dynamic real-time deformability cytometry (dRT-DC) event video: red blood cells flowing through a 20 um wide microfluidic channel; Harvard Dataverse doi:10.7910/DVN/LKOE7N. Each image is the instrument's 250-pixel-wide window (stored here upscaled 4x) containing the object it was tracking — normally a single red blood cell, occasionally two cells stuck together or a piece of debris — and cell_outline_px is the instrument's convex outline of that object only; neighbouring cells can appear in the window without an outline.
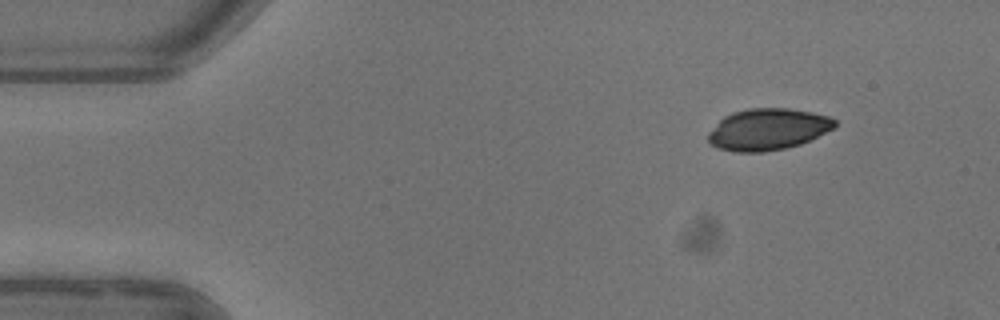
{"species": "common noctule bat (a hibernating species)", "species_latin": "Nyctalus noctula", "temperature_condition": "warm", "stored_images_in_passage": 5, "segment_of_instrument_passage": [2, 2], "camera_frame_rate_fps": 3000, "um_per_image_px": 0.085, "animal": {"sex": "female"}, "frame": {"image": 1, "passage_image": 5, "time_ms": 4.667, "image_size_px": [1000, 320], "cell_outline_px": [[836, 128], [800, 144], [784, 148], [764, 152], [736, 152], [716, 148], [708, 144], [708, 132], [724, 116], [732, 112], [748, 108], [788, 108], [812, 112], [828, 116], [836, 120]], "centroid_in_image_um": [65.25, 10.99], "position_along_channel_um": 19.8, "area_um2": 30.87}}